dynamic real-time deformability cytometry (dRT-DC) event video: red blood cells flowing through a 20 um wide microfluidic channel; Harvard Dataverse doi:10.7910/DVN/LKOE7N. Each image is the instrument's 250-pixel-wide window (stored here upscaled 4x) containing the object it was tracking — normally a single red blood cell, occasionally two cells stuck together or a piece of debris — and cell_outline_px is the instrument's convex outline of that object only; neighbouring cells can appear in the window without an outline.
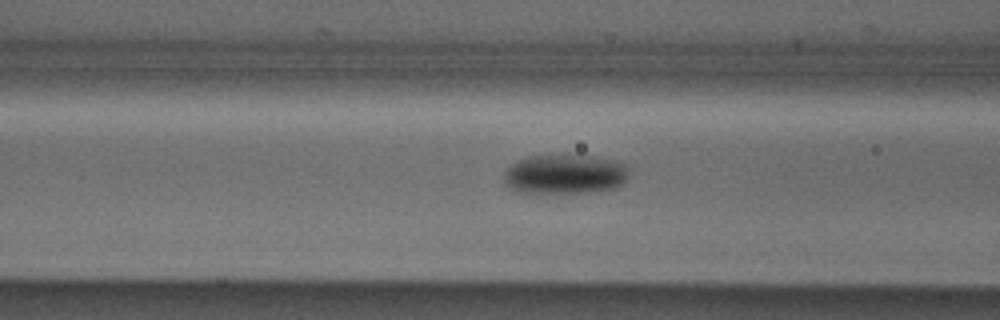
{"species": "Egyptian fruit bat (a non-hibernating species)", "species_latin": "Rousettus aegyptiacus", "temperature_condition": "cold", "stored_images_in_passage": 37, "camera_frame_rate_fps": 3000, "um_per_image_px": 0.085, "animal": {"sex": "male"}, "frame": {"image": 1, "passage_image": 16, "time_ms": 5.0, "image_size_px": [1000, 320], "cell_outline_px": [[628, 176], [624, 184], [616, 188], [588, 192], [516, 192], [508, 188], [504, 180], [504, 176], [508, 168], [512, 164], [520, 160], [532, 156], [592, 156], [616, 160], [624, 164], [628, 168]], "centroid_in_image_um": [48.06, 14.82], "position_along_channel_um": 118.5, "area_um2": 28.55}}
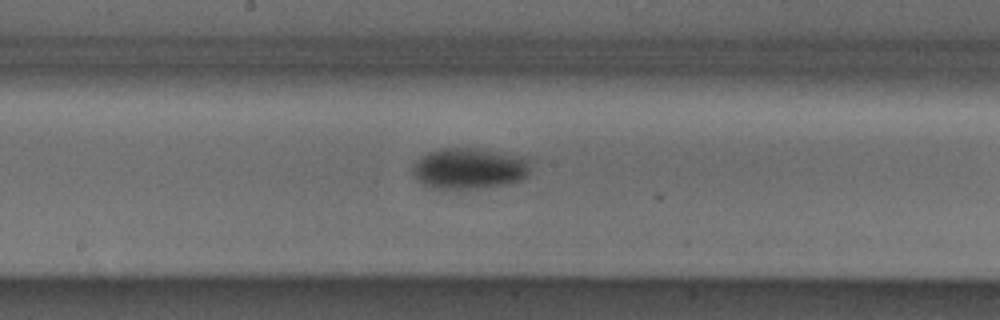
{"frame": {"image": 2, "passage_image": 23, "time_ms": 7.333, "image_size_px": [1000, 320], "cell_outline_px": [[528, 176], [520, 180], [508, 184], [480, 188], [432, 188], [416, 180], [412, 172], [412, 164], [428, 152], [444, 148], [476, 148], [516, 156], [528, 160]], "centroid_in_image_um": [39.83, 14.33], "position_along_channel_um": 208.4, "area_um2": 27.8}}
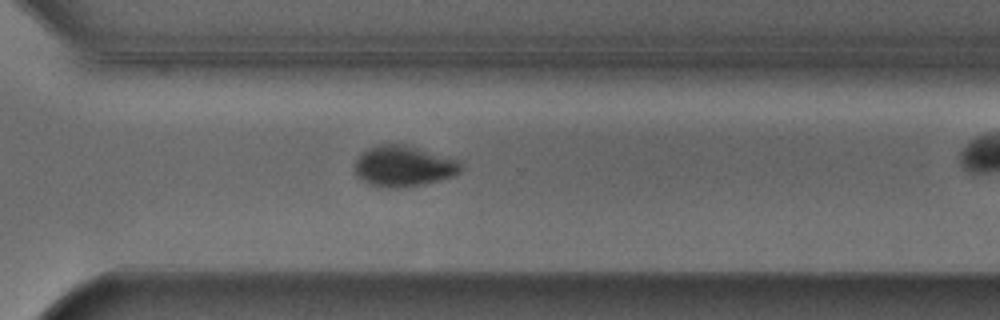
{"frame": {"image": 3, "passage_image": 33, "time_ms": 10.667, "image_size_px": [1000, 320], "cell_outline_px": [[464, 168], [460, 172], [452, 176], [424, 184], [400, 188], [376, 188], [360, 180], [356, 176], [356, 160], [368, 148], [380, 144], [404, 144], [456, 160]], "centroid_in_image_um": [34.26, 14.15], "position_along_channel_um": 336.3, "area_um2": 25.09}}